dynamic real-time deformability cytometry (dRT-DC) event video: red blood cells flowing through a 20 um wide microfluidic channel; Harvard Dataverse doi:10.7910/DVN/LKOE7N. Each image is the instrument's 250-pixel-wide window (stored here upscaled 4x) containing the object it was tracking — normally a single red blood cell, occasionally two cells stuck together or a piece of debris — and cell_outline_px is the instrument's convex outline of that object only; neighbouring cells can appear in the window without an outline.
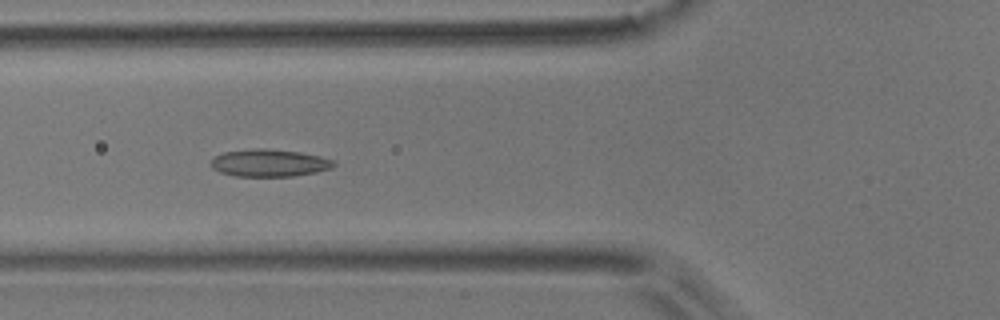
{"species": "common noctule bat (a hibernating species)", "species_latin": "Nyctalus noctula", "temperature_condition": "room temperature", "stored_images_in_passage": 6, "camera_frame_rate_fps": 3000, "um_per_image_px": 0.085, "animal": {"sex": "male", "body_mass_g": 17.9}, "frame": {"image": 1, "passage_image": 2, "time_ms": 0.333, "image_size_px": [1000, 320], "cell_outline_px": [[336, 164], [332, 168], [316, 172], [292, 176], [236, 176], [220, 172], [212, 168], [208, 164], [216, 156], [224, 152], [256, 148], [264, 148], [300, 152], [320, 156], [336, 160]], "centroid_in_image_um": [22.91, 13.85], "position_along_channel_um": 102.9, "area_um2": 19.65}}
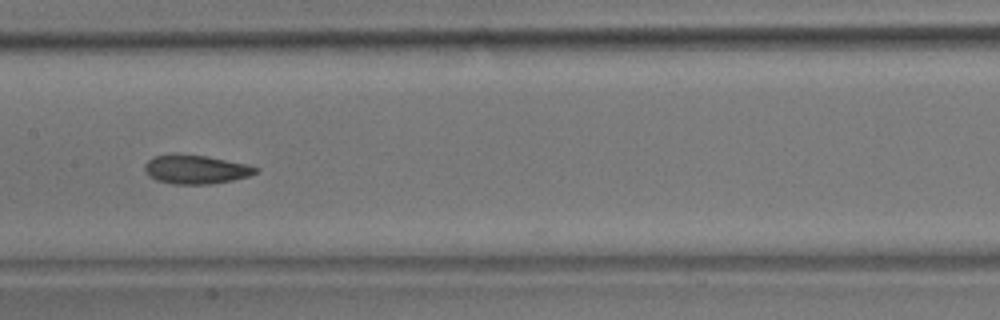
{"frame": {"image": 2, "passage_image": 4, "time_ms": 1.0, "image_size_px": [1000, 320], "cell_outline_px": [[260, 168], [256, 172], [248, 176], [232, 180], [212, 184], [172, 184], [156, 180], [148, 176], [144, 168], [144, 164], [152, 156], [176, 152], [204, 156], [248, 164]], "centroid_in_image_um": [16.59, 14.38], "position_along_channel_um": 190.8, "area_um2": 18.96}}
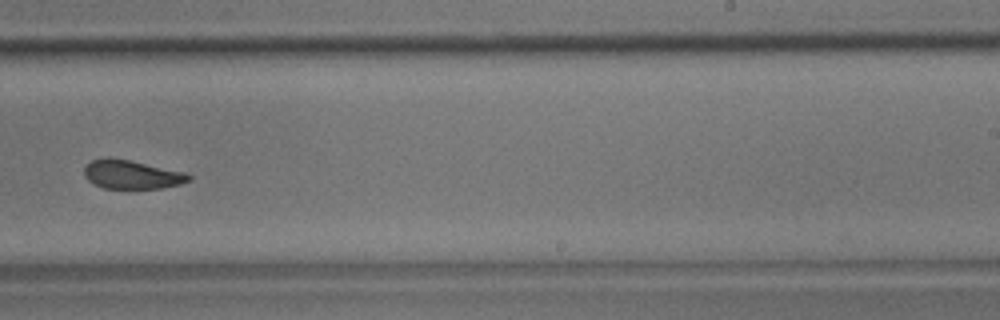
{"frame": {"image": 3, "passage_image": 6, "time_ms": 1.667, "image_size_px": [1000, 320], "cell_outline_px": [[192, 180], [180, 184], [160, 188], [104, 188], [88, 180], [84, 176], [84, 168], [92, 160], [104, 156], [128, 160], [184, 172], [192, 176]], "centroid_in_image_um": [11.19, 14.83], "position_along_channel_um": 277.8, "area_um2": 17.34}}